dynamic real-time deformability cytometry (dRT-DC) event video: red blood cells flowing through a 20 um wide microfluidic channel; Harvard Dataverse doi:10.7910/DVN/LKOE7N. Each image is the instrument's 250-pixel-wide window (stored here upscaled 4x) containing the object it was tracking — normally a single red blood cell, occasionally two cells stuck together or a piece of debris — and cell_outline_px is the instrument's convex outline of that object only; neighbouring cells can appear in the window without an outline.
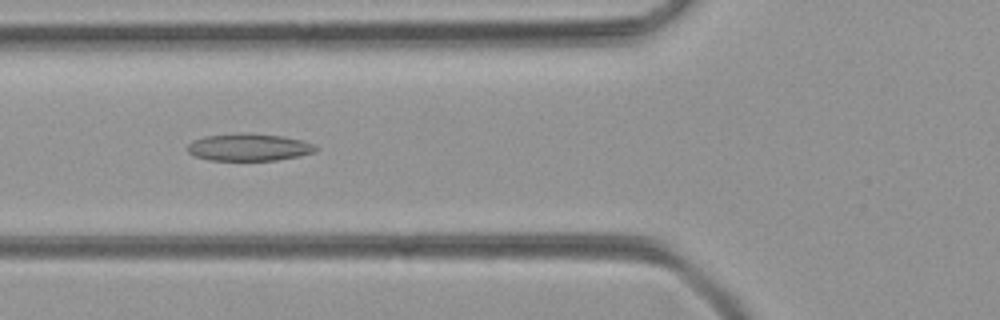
{"species": "common noctule bat (a hibernating species)", "species_latin": "Nyctalus noctula", "temperature_condition": "room temperature", "stored_images_in_passage": 8, "camera_frame_rate_fps": 3000, "um_per_image_px": 0.085, "animal": {"sex": "female", "body_mass_g": 21.9}, "frame": {"image": 1, "passage_image": 5, "time_ms": 1.333, "image_size_px": [1000, 320], "cell_outline_px": [[320, 148], [316, 152], [300, 156], [276, 160], [208, 160], [192, 156], [188, 152], [188, 144], [192, 140], [204, 136], [240, 132], [284, 136], [304, 140]], "centroid_in_image_um": [21.16, 12.51], "position_along_channel_um": 104.6, "area_um2": 20.75}}
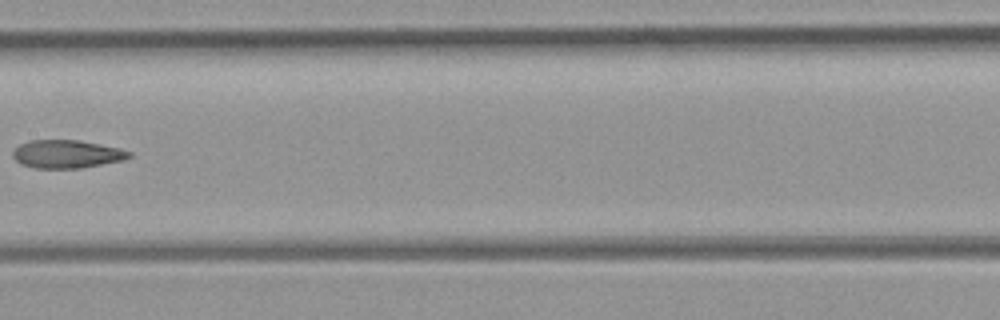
{"frame": {"image": 2, "passage_image": 7, "time_ms": 2.0, "image_size_px": [1000, 320], "cell_outline_px": [[132, 156], [124, 160], [80, 168], [36, 168], [20, 164], [12, 156], [12, 152], [20, 144], [28, 140], [80, 140], [120, 148], [132, 152]], "centroid_in_image_um": [5.68, 13.09], "position_along_channel_um": 201.7, "area_um2": 19.13}}
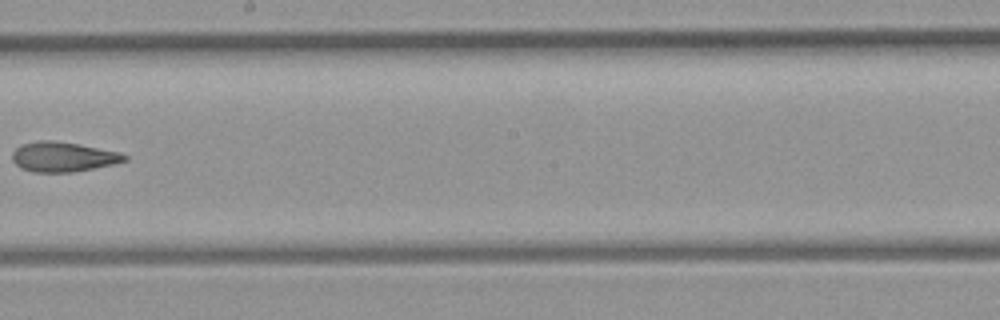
{"frame": {"image": 3, "passage_image": 8, "time_ms": 2.333, "image_size_px": [1000, 320], "cell_outline_px": [[128, 160], [116, 164], [72, 172], [32, 172], [20, 168], [12, 160], [12, 152], [20, 144], [40, 140], [48, 140], [76, 144], [120, 152], [128, 156]], "centroid_in_image_um": [5.35, 13.34], "position_along_channel_um": 242.8, "area_um2": 19.54}}